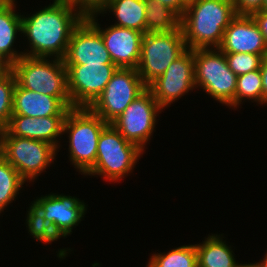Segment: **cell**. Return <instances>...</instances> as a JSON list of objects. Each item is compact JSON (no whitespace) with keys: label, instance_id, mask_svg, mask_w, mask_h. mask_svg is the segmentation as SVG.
Segmentation results:
<instances>
[{"label":"cell","instance_id":"cell-1","mask_svg":"<svg viewBox=\"0 0 267 267\" xmlns=\"http://www.w3.org/2000/svg\"><path fill=\"white\" fill-rule=\"evenodd\" d=\"M31 13L21 15L20 37H26L29 44L23 54L63 60L71 34L85 15L68 0H53Z\"/></svg>","mask_w":267,"mask_h":267},{"label":"cell","instance_id":"cell-7","mask_svg":"<svg viewBox=\"0 0 267 267\" xmlns=\"http://www.w3.org/2000/svg\"><path fill=\"white\" fill-rule=\"evenodd\" d=\"M187 49L179 26L172 31L147 32L141 42V55L136 70L148 87L163 75L169 65Z\"/></svg>","mask_w":267,"mask_h":267},{"label":"cell","instance_id":"cell-37","mask_svg":"<svg viewBox=\"0 0 267 267\" xmlns=\"http://www.w3.org/2000/svg\"><path fill=\"white\" fill-rule=\"evenodd\" d=\"M240 267H258L255 263H242Z\"/></svg>","mask_w":267,"mask_h":267},{"label":"cell","instance_id":"cell-16","mask_svg":"<svg viewBox=\"0 0 267 267\" xmlns=\"http://www.w3.org/2000/svg\"><path fill=\"white\" fill-rule=\"evenodd\" d=\"M223 53L267 55V44L252 15H236L224 30Z\"/></svg>","mask_w":267,"mask_h":267},{"label":"cell","instance_id":"cell-32","mask_svg":"<svg viewBox=\"0 0 267 267\" xmlns=\"http://www.w3.org/2000/svg\"><path fill=\"white\" fill-rule=\"evenodd\" d=\"M254 21L257 23L264 40L267 44V11L262 10L252 14Z\"/></svg>","mask_w":267,"mask_h":267},{"label":"cell","instance_id":"cell-21","mask_svg":"<svg viewBox=\"0 0 267 267\" xmlns=\"http://www.w3.org/2000/svg\"><path fill=\"white\" fill-rule=\"evenodd\" d=\"M98 12L115 16V26L146 33L145 0H109Z\"/></svg>","mask_w":267,"mask_h":267},{"label":"cell","instance_id":"cell-28","mask_svg":"<svg viewBox=\"0 0 267 267\" xmlns=\"http://www.w3.org/2000/svg\"><path fill=\"white\" fill-rule=\"evenodd\" d=\"M228 67L237 76L259 70L265 55L252 53H224Z\"/></svg>","mask_w":267,"mask_h":267},{"label":"cell","instance_id":"cell-11","mask_svg":"<svg viewBox=\"0 0 267 267\" xmlns=\"http://www.w3.org/2000/svg\"><path fill=\"white\" fill-rule=\"evenodd\" d=\"M73 107H90L118 67L115 64H65Z\"/></svg>","mask_w":267,"mask_h":267},{"label":"cell","instance_id":"cell-38","mask_svg":"<svg viewBox=\"0 0 267 267\" xmlns=\"http://www.w3.org/2000/svg\"><path fill=\"white\" fill-rule=\"evenodd\" d=\"M262 10H265L267 11V0H264V3H263V8Z\"/></svg>","mask_w":267,"mask_h":267},{"label":"cell","instance_id":"cell-12","mask_svg":"<svg viewBox=\"0 0 267 267\" xmlns=\"http://www.w3.org/2000/svg\"><path fill=\"white\" fill-rule=\"evenodd\" d=\"M147 88L164 110L189 92L191 94L196 89L193 50L187 48Z\"/></svg>","mask_w":267,"mask_h":267},{"label":"cell","instance_id":"cell-24","mask_svg":"<svg viewBox=\"0 0 267 267\" xmlns=\"http://www.w3.org/2000/svg\"><path fill=\"white\" fill-rule=\"evenodd\" d=\"M146 33L172 31L180 26V17L156 0H145Z\"/></svg>","mask_w":267,"mask_h":267},{"label":"cell","instance_id":"cell-34","mask_svg":"<svg viewBox=\"0 0 267 267\" xmlns=\"http://www.w3.org/2000/svg\"><path fill=\"white\" fill-rule=\"evenodd\" d=\"M4 158V129L0 128V160Z\"/></svg>","mask_w":267,"mask_h":267},{"label":"cell","instance_id":"cell-14","mask_svg":"<svg viewBox=\"0 0 267 267\" xmlns=\"http://www.w3.org/2000/svg\"><path fill=\"white\" fill-rule=\"evenodd\" d=\"M64 64H114L98 29L84 17L73 30Z\"/></svg>","mask_w":267,"mask_h":267},{"label":"cell","instance_id":"cell-29","mask_svg":"<svg viewBox=\"0 0 267 267\" xmlns=\"http://www.w3.org/2000/svg\"><path fill=\"white\" fill-rule=\"evenodd\" d=\"M236 15H252L262 11L264 0H232Z\"/></svg>","mask_w":267,"mask_h":267},{"label":"cell","instance_id":"cell-2","mask_svg":"<svg viewBox=\"0 0 267 267\" xmlns=\"http://www.w3.org/2000/svg\"><path fill=\"white\" fill-rule=\"evenodd\" d=\"M236 16L232 0H190L180 17L186 47L219 48L224 30Z\"/></svg>","mask_w":267,"mask_h":267},{"label":"cell","instance_id":"cell-30","mask_svg":"<svg viewBox=\"0 0 267 267\" xmlns=\"http://www.w3.org/2000/svg\"><path fill=\"white\" fill-rule=\"evenodd\" d=\"M84 15L98 12L109 0H68Z\"/></svg>","mask_w":267,"mask_h":267},{"label":"cell","instance_id":"cell-27","mask_svg":"<svg viewBox=\"0 0 267 267\" xmlns=\"http://www.w3.org/2000/svg\"><path fill=\"white\" fill-rule=\"evenodd\" d=\"M15 76L10 68L0 75V128H5L12 116Z\"/></svg>","mask_w":267,"mask_h":267},{"label":"cell","instance_id":"cell-33","mask_svg":"<svg viewBox=\"0 0 267 267\" xmlns=\"http://www.w3.org/2000/svg\"><path fill=\"white\" fill-rule=\"evenodd\" d=\"M260 73L262 77V87H263V104L267 105V55L263 57Z\"/></svg>","mask_w":267,"mask_h":267},{"label":"cell","instance_id":"cell-9","mask_svg":"<svg viewBox=\"0 0 267 267\" xmlns=\"http://www.w3.org/2000/svg\"><path fill=\"white\" fill-rule=\"evenodd\" d=\"M147 89L135 68H118L102 94L89 107L107 124L117 119Z\"/></svg>","mask_w":267,"mask_h":267},{"label":"cell","instance_id":"cell-31","mask_svg":"<svg viewBox=\"0 0 267 267\" xmlns=\"http://www.w3.org/2000/svg\"><path fill=\"white\" fill-rule=\"evenodd\" d=\"M159 3L169 7L173 10L179 17L183 15L185 9L187 8V0H156Z\"/></svg>","mask_w":267,"mask_h":267},{"label":"cell","instance_id":"cell-4","mask_svg":"<svg viewBox=\"0 0 267 267\" xmlns=\"http://www.w3.org/2000/svg\"><path fill=\"white\" fill-rule=\"evenodd\" d=\"M144 153L136 144L126 140L112 124H108L98 139L95 165L84 176H100L103 181L119 183L133 173Z\"/></svg>","mask_w":267,"mask_h":267},{"label":"cell","instance_id":"cell-15","mask_svg":"<svg viewBox=\"0 0 267 267\" xmlns=\"http://www.w3.org/2000/svg\"><path fill=\"white\" fill-rule=\"evenodd\" d=\"M32 203L45 219L54 222L57 231L65 238L72 234L86 215L88 204L76 196L50 193L34 198Z\"/></svg>","mask_w":267,"mask_h":267},{"label":"cell","instance_id":"cell-10","mask_svg":"<svg viewBox=\"0 0 267 267\" xmlns=\"http://www.w3.org/2000/svg\"><path fill=\"white\" fill-rule=\"evenodd\" d=\"M163 110L147 88L111 124L126 140L136 144L145 152L156 131L155 127L159 120L157 116L160 118L159 114Z\"/></svg>","mask_w":267,"mask_h":267},{"label":"cell","instance_id":"cell-8","mask_svg":"<svg viewBox=\"0 0 267 267\" xmlns=\"http://www.w3.org/2000/svg\"><path fill=\"white\" fill-rule=\"evenodd\" d=\"M58 149L47 142L11 136L4 129V158L27 182H35L41 173L50 168ZM49 167V168H48Z\"/></svg>","mask_w":267,"mask_h":267},{"label":"cell","instance_id":"cell-20","mask_svg":"<svg viewBox=\"0 0 267 267\" xmlns=\"http://www.w3.org/2000/svg\"><path fill=\"white\" fill-rule=\"evenodd\" d=\"M196 245L198 267H240L236 262L233 247L226 243L223 233L209 234ZM224 238V239H223Z\"/></svg>","mask_w":267,"mask_h":267},{"label":"cell","instance_id":"cell-36","mask_svg":"<svg viewBox=\"0 0 267 267\" xmlns=\"http://www.w3.org/2000/svg\"><path fill=\"white\" fill-rule=\"evenodd\" d=\"M16 1L17 0H0V7L8 6Z\"/></svg>","mask_w":267,"mask_h":267},{"label":"cell","instance_id":"cell-3","mask_svg":"<svg viewBox=\"0 0 267 267\" xmlns=\"http://www.w3.org/2000/svg\"><path fill=\"white\" fill-rule=\"evenodd\" d=\"M107 125L88 107L68 111L62 134H68V158L79 174L85 175L95 165L98 139Z\"/></svg>","mask_w":267,"mask_h":267},{"label":"cell","instance_id":"cell-5","mask_svg":"<svg viewBox=\"0 0 267 267\" xmlns=\"http://www.w3.org/2000/svg\"><path fill=\"white\" fill-rule=\"evenodd\" d=\"M9 68L22 88L53 97H70L67 70L61 59L24 55Z\"/></svg>","mask_w":267,"mask_h":267},{"label":"cell","instance_id":"cell-35","mask_svg":"<svg viewBox=\"0 0 267 267\" xmlns=\"http://www.w3.org/2000/svg\"><path fill=\"white\" fill-rule=\"evenodd\" d=\"M263 257V259L259 260L260 262H254L258 267H267V250Z\"/></svg>","mask_w":267,"mask_h":267},{"label":"cell","instance_id":"cell-6","mask_svg":"<svg viewBox=\"0 0 267 267\" xmlns=\"http://www.w3.org/2000/svg\"><path fill=\"white\" fill-rule=\"evenodd\" d=\"M195 87L217 103L228 106L235 98L237 75L219 48L193 50Z\"/></svg>","mask_w":267,"mask_h":267},{"label":"cell","instance_id":"cell-19","mask_svg":"<svg viewBox=\"0 0 267 267\" xmlns=\"http://www.w3.org/2000/svg\"><path fill=\"white\" fill-rule=\"evenodd\" d=\"M16 5L17 1L0 7V59L8 67L24 56L23 51H18L14 45L22 30V14L17 12Z\"/></svg>","mask_w":267,"mask_h":267},{"label":"cell","instance_id":"cell-25","mask_svg":"<svg viewBox=\"0 0 267 267\" xmlns=\"http://www.w3.org/2000/svg\"><path fill=\"white\" fill-rule=\"evenodd\" d=\"M27 210L25 224L29 235L43 244H51L64 238L56 229L53 221L45 219L42 212L31 202Z\"/></svg>","mask_w":267,"mask_h":267},{"label":"cell","instance_id":"cell-13","mask_svg":"<svg viewBox=\"0 0 267 267\" xmlns=\"http://www.w3.org/2000/svg\"><path fill=\"white\" fill-rule=\"evenodd\" d=\"M99 12H93L85 17L98 29L109 52L112 62L118 68H137L141 55V42L144 33L129 28L99 24Z\"/></svg>","mask_w":267,"mask_h":267},{"label":"cell","instance_id":"cell-22","mask_svg":"<svg viewBox=\"0 0 267 267\" xmlns=\"http://www.w3.org/2000/svg\"><path fill=\"white\" fill-rule=\"evenodd\" d=\"M146 267H198L196 245L184 244L162 253L155 251Z\"/></svg>","mask_w":267,"mask_h":267},{"label":"cell","instance_id":"cell-17","mask_svg":"<svg viewBox=\"0 0 267 267\" xmlns=\"http://www.w3.org/2000/svg\"><path fill=\"white\" fill-rule=\"evenodd\" d=\"M70 108V97H53L15 85L12 116H66Z\"/></svg>","mask_w":267,"mask_h":267},{"label":"cell","instance_id":"cell-23","mask_svg":"<svg viewBox=\"0 0 267 267\" xmlns=\"http://www.w3.org/2000/svg\"><path fill=\"white\" fill-rule=\"evenodd\" d=\"M246 100L257 105H263V87L262 77L259 70H254L249 73L237 77V87L234 100L227 106L232 110L238 109ZM238 107V108H237Z\"/></svg>","mask_w":267,"mask_h":267},{"label":"cell","instance_id":"cell-26","mask_svg":"<svg viewBox=\"0 0 267 267\" xmlns=\"http://www.w3.org/2000/svg\"><path fill=\"white\" fill-rule=\"evenodd\" d=\"M26 182L21 178L18 171L3 158L0 160V215L8 205L16 201ZM20 191V193H19Z\"/></svg>","mask_w":267,"mask_h":267},{"label":"cell","instance_id":"cell-18","mask_svg":"<svg viewBox=\"0 0 267 267\" xmlns=\"http://www.w3.org/2000/svg\"><path fill=\"white\" fill-rule=\"evenodd\" d=\"M66 116H47L33 118L28 116H11L4 128L11 136L25 137L50 143L58 149L63 138V124ZM61 138V139H60Z\"/></svg>","mask_w":267,"mask_h":267},{"label":"cell","instance_id":"cell-40","mask_svg":"<svg viewBox=\"0 0 267 267\" xmlns=\"http://www.w3.org/2000/svg\"><path fill=\"white\" fill-rule=\"evenodd\" d=\"M0 67H8V66L0 59Z\"/></svg>","mask_w":267,"mask_h":267},{"label":"cell","instance_id":"cell-39","mask_svg":"<svg viewBox=\"0 0 267 267\" xmlns=\"http://www.w3.org/2000/svg\"><path fill=\"white\" fill-rule=\"evenodd\" d=\"M9 67H0V75L6 70L8 69Z\"/></svg>","mask_w":267,"mask_h":267}]
</instances>
